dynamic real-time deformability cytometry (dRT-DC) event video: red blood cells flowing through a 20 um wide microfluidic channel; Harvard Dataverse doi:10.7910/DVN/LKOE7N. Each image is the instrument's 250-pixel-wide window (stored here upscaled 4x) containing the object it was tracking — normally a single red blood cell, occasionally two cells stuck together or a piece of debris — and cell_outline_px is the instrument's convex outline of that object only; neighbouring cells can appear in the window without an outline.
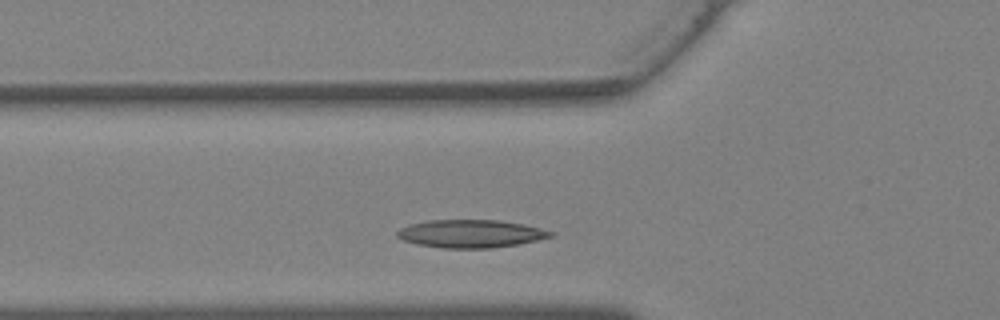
{"species": "Egyptian fruit bat (a non-hibernating species)", "species_latin": "Rousettus aegyptiacus", "temperature_condition": "warm", "stored_images_in_passage": 23, "camera_frame_rate_fps": 3000, "um_per_image_px": 0.085, "animal": {"sex": "female"}, "frame": {"image": 1, "passage_image": 6, "time_ms": 1.667, "image_size_px": [1000, 320], "cell_outline_px": [[552, 236], [520, 244], [492, 248], [444, 248], [416, 244], [404, 240], [396, 236], [396, 232], [400, 228], [408, 224], [428, 220], [500, 220], [524, 224], [540, 228], [552, 232]], "centroid_in_image_um": [39.97, 19.86], "position_along_channel_um": 85.8, "area_um2": 24.97}}
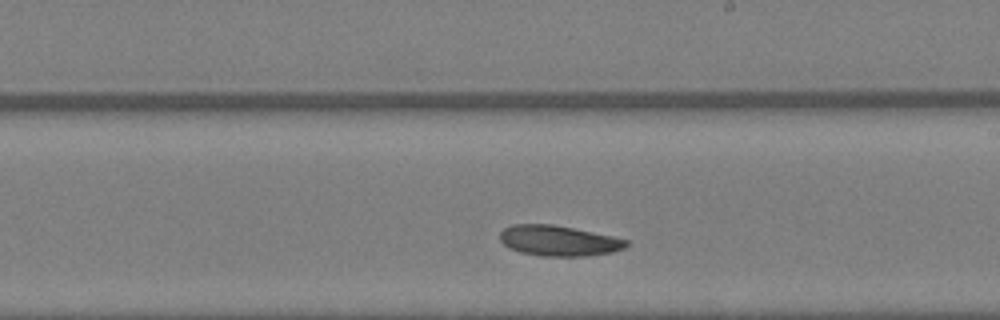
{"frame": {"image": 2, "passage_image": 15, "time_ms": 4.667, "image_size_px": [1000, 320], "cell_outline_px": [[628, 244], [624, 248], [612, 252], [584, 256], [540, 256], [520, 252], [508, 248], [500, 240], [500, 232], [504, 228], [512, 224], [552, 224], [612, 236], [628, 240]], "centroid_in_image_um": [47.45, 20.46], "position_along_channel_um": 241.6, "area_um2": 22.37}}
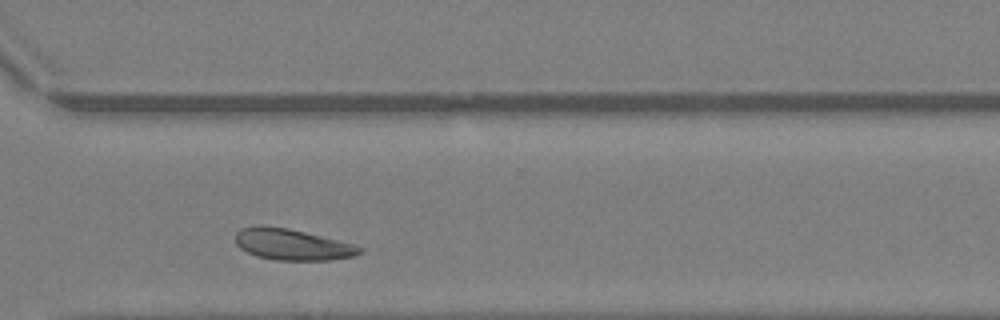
{"frame": {"image": 3, "passage_image": 21, "time_ms": 6.667, "image_size_px": [1000, 320], "cell_outline_px": [[364, 252], [352, 256], [328, 260], [276, 260], [256, 256], [240, 248], [236, 244], [236, 232], [240, 228], [256, 224], [260, 224], [288, 228], [352, 244], [364, 248]], "centroid_in_image_um": [24.78, 20.77], "position_along_channel_um": 345.8, "area_um2": 22.54}}